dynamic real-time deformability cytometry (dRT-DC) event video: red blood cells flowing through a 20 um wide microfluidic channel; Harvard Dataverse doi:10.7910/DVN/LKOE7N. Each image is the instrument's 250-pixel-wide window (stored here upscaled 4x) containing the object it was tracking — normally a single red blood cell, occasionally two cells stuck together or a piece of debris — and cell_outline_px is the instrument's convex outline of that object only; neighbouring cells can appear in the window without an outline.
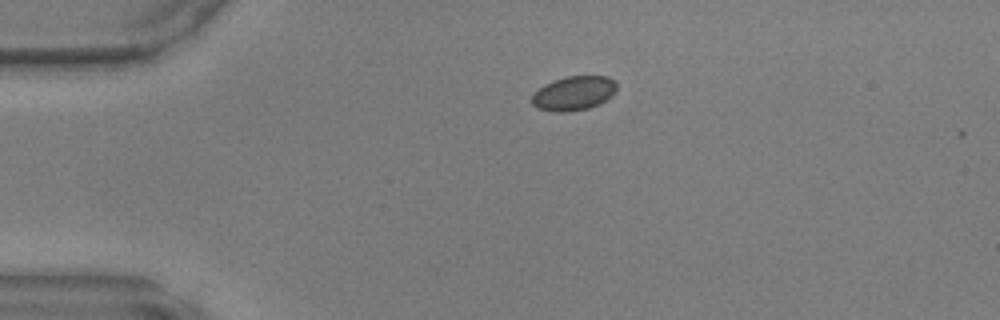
{"species": "common noctule bat (a hibernating species)", "species_latin": "Nyctalus noctula", "temperature_condition": "warm", "stored_images_in_passage": 5, "camera_frame_rate_fps": 3000, "um_per_image_px": 0.085, "animal": {"sex": "male", "body_mass_g": 17.9, "forearm_length_mm": 54.2}, "frame": {"image": 1, "passage_image": 1, "time_ms": 0.0, "image_size_px": [1000, 320], "cell_outline_px": [[616, 92], [612, 96], [600, 104], [588, 108], [564, 112], [556, 112], [540, 108], [532, 104], [532, 96], [544, 84], [552, 80], [568, 76], [608, 76], [616, 84]], "centroid_in_image_um": [48.79, 7.92], "position_along_channel_um": 36.2, "area_um2": 16.82}}